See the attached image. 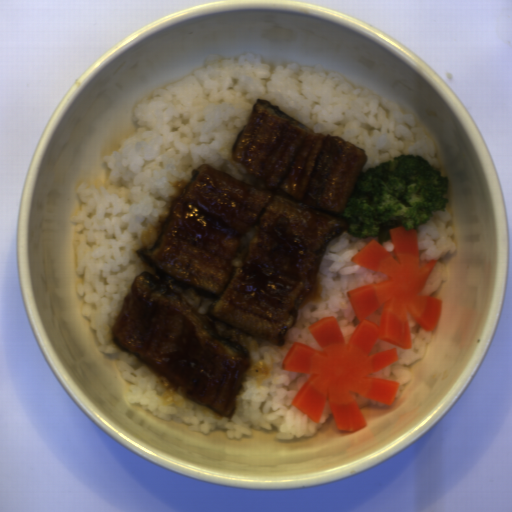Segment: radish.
Returning <instances> with one entry per match:
<instances>
[{
	"mask_svg": "<svg viewBox=\"0 0 512 512\" xmlns=\"http://www.w3.org/2000/svg\"><path fill=\"white\" fill-rule=\"evenodd\" d=\"M388 232L392 253L374 238L350 258L386 278L345 292L357 319L349 342L336 317L324 316L308 328L319 350L295 342L281 364V370L309 375L290 405L317 425L328 400L336 430L366 429L354 394L392 405L400 381L368 375L399 361L397 347L413 348L408 314L427 333L434 331L442 315L443 300L420 295L438 259L421 265L416 228L397 225ZM377 341L397 347L371 354Z\"/></svg>",
	"mask_w": 512,
	"mask_h": 512,
	"instance_id": "obj_1",
	"label": "radish"
}]
</instances>
